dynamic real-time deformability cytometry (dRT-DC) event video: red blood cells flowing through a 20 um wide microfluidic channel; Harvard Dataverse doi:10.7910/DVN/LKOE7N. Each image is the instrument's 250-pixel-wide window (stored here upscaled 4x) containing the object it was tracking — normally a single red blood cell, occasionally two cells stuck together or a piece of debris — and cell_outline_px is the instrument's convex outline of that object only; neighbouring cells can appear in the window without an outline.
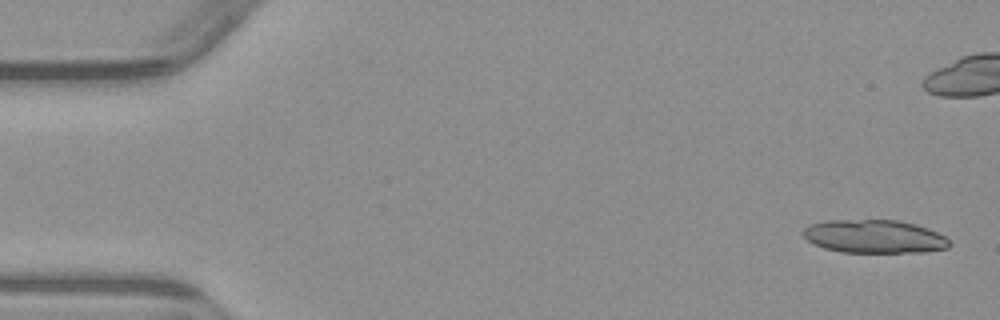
{"species": "common noctule bat (a hibernating species)", "species_latin": "Nyctalus noctula", "temperature_condition": "warm", "stored_images_in_passage": 5, "camera_frame_rate_fps": 3000, "um_per_image_px": 0.085, "animal": {"sex": "male", "body_mass_g": 23.1, "forearm_length_mm": 52.7}, "frame": {"image": 1, "passage_image": 1, "time_ms": 0.0, "image_size_px": [1000, 320], "cell_outline_px": [[952, 244], [948, 248], [924, 252], [840, 252], [824, 248], [812, 244], [800, 232], [808, 224], [824, 220], [896, 220], [916, 224], [928, 228], [944, 236]], "centroid_in_image_um": [74.28, 20.1], "position_along_channel_um": 10.7, "area_um2": 28.61}}